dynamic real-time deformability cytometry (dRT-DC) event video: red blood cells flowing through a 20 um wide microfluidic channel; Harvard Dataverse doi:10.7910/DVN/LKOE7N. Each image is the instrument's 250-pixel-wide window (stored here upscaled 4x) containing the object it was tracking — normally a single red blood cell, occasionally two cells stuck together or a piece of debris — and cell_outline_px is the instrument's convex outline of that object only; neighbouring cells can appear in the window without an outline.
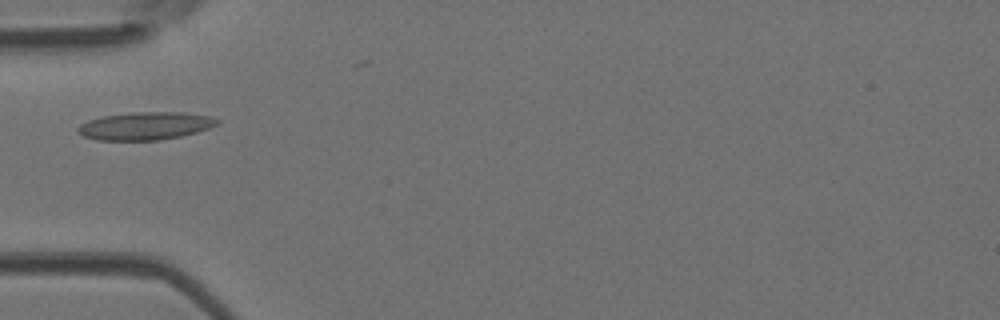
{"species": "Egyptian fruit bat (a non-hibernating species)", "species_latin": "Rousettus aegyptiacus", "temperature_condition": "room temperature", "stored_images_in_passage": 26, "camera_frame_rate_fps": 3000, "um_per_image_px": 0.085, "animal": {"sex": "female"}, "frame": {"image": 1, "passage_image": 1, "time_ms": 0.0, "image_size_px": [1000, 320], "cell_outline_px": [[220, 120], [216, 124], [208, 128], [196, 132], [180, 136], [160, 140], [96, 140], [84, 136], [76, 128], [80, 124], [88, 120], [104, 116], [132, 112], [184, 112], [212, 116]], "centroid_in_image_um": [12.36, 10.69], "position_along_channel_um": 72.6, "area_um2": 22.48}}
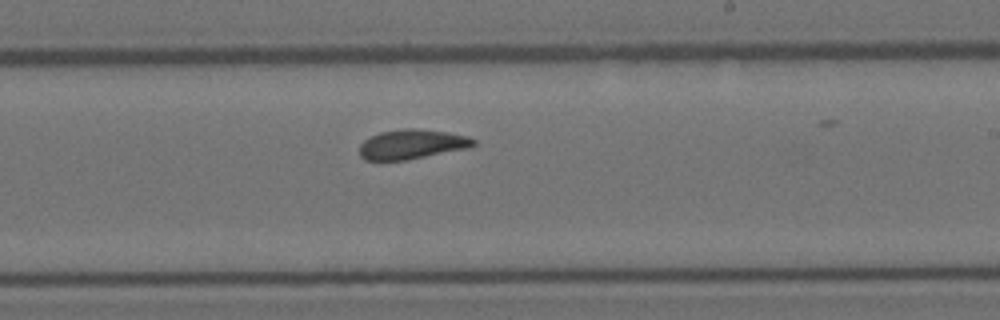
{"frame": {"image": 2, "passage_image": 15, "time_ms": 4.667, "image_size_px": [1000, 320], "cell_outline_px": [[476, 144], [468, 148], [408, 160], [364, 160], [360, 156], [360, 144], [364, 140], [380, 132], [400, 128], [416, 128], [448, 132], [468, 136], [476, 140]], "centroid_in_image_um": [35.02, 12.26], "position_along_channel_um": 254.0, "area_um2": 19.83}}
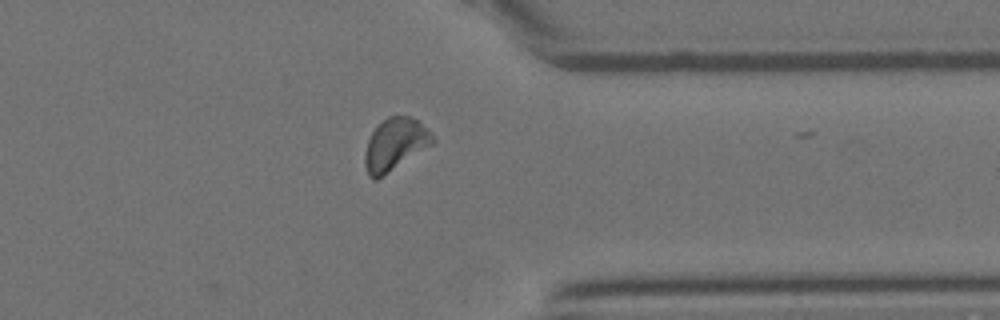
{"frame": {"image": 3, "passage_image": 25, "time_ms": 8.0, "image_size_px": [1000, 320], "cell_outline_px": [[436, 140], [432, 144], [376, 180], [372, 180], [368, 176], [364, 164], [364, 152], [368, 140], [372, 132], [388, 116], [408, 116], [420, 120], [428, 128]], "centroid_in_image_um": [33.57, 12.27], "position_along_channel_um": 377.8, "area_um2": 20.52}}